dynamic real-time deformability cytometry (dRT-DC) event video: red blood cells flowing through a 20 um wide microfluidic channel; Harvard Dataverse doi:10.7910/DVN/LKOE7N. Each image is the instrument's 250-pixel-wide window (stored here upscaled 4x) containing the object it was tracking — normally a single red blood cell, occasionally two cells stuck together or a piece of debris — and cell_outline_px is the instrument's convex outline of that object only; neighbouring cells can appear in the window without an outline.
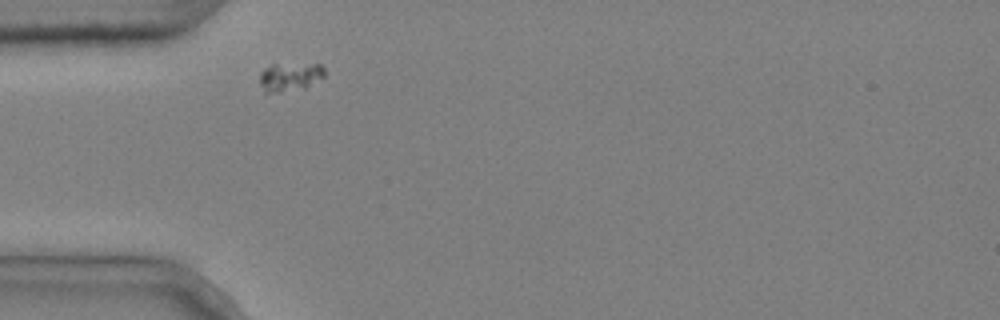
{"species": "common noctule bat (a hibernating species)", "species_latin": "Nyctalus noctula", "temperature_condition": "cold", "stored_images_in_passage": 3, "camera_frame_rate_fps": 3000, "um_per_image_px": 0.085, "animal": {"sex": "male", "body_mass_g": 20.4}, "frame": {"image": 1, "passage_image": 1, "time_ms": 0.0, "image_size_px": [1000, 320], "cell_outline_px": [[324, 76], [304, 88], [280, 92], [264, 92], [260, 84], [260, 72], [264, 68], [272, 64], [320, 64], [324, 68]], "centroid_in_image_um": [24.61, 6.52], "position_along_channel_um": 60.4, "area_um2": 10.69}}